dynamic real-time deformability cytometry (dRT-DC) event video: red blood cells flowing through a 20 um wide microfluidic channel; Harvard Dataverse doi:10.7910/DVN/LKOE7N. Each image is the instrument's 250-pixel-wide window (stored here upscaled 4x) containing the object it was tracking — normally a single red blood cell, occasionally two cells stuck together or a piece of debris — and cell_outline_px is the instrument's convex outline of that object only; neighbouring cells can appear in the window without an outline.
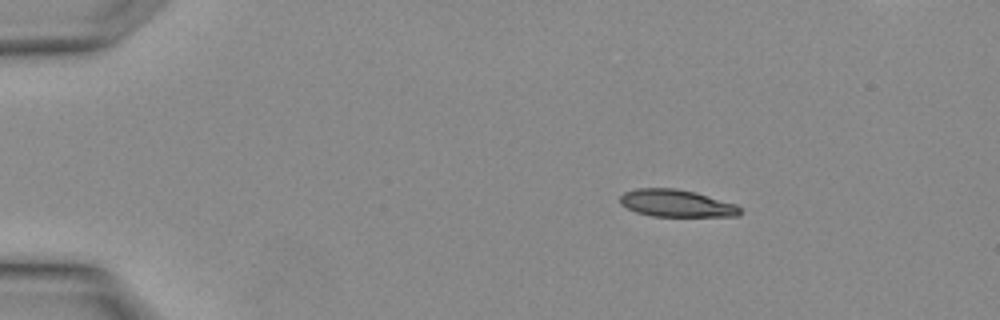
{"species": "Egyptian fruit bat (a non-hibernating species)", "species_latin": "Rousettus aegyptiacus", "temperature_condition": "warm", "stored_images_in_passage": 4, "segment_of_instrument_passage": [1, 2], "camera_frame_rate_fps": 3000, "um_per_image_px": 0.085, "animal": {"sex": "female"}, "frame": {"image": 1, "passage_image": 2, "time_ms": 0.333, "image_size_px": [1000, 320], "cell_outline_px": [[740, 212], [736, 216], [652, 216], [636, 212], [620, 204], [620, 196], [624, 192], [636, 188], [676, 188], [696, 192], [736, 204], [740, 208]], "centroid_in_image_um": [57.47, 17.27], "position_along_channel_um": 27.5, "area_um2": 19.02}}